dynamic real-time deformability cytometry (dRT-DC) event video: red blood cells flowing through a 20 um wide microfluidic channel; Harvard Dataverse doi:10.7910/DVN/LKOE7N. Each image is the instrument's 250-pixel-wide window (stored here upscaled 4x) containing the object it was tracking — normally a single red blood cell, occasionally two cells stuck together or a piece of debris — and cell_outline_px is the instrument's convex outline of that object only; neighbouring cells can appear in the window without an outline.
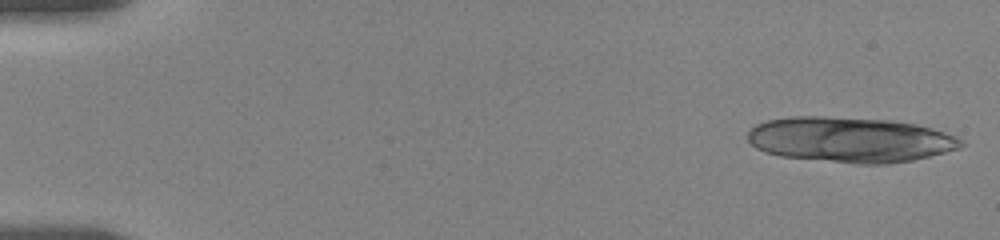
{"species": "human", "species_latin": "Homo sapiens", "temperature_condition": "room temperature", "stored_images_in_passage": 31, "camera_frame_rate_fps": 3000, "um_per_image_px": 0.085, "donor": {"sex": "female"}, "frame": {"image": 1, "passage_image": 1, "time_ms": 0.0, "image_size_px": [1000, 240], "cell_outline_px": [[964, 144], [960, 148], [912, 160], [888, 164], [860, 164], [780, 156], [756, 148], [748, 140], [748, 132], [756, 124], [768, 120], [792, 116], [824, 116], [888, 120], [912, 124], [928, 128], [956, 136], [964, 140]], "centroid_in_image_um": [72.24, 11.87], "position_along_channel_um": 12.8, "area_um2": 55.83}}